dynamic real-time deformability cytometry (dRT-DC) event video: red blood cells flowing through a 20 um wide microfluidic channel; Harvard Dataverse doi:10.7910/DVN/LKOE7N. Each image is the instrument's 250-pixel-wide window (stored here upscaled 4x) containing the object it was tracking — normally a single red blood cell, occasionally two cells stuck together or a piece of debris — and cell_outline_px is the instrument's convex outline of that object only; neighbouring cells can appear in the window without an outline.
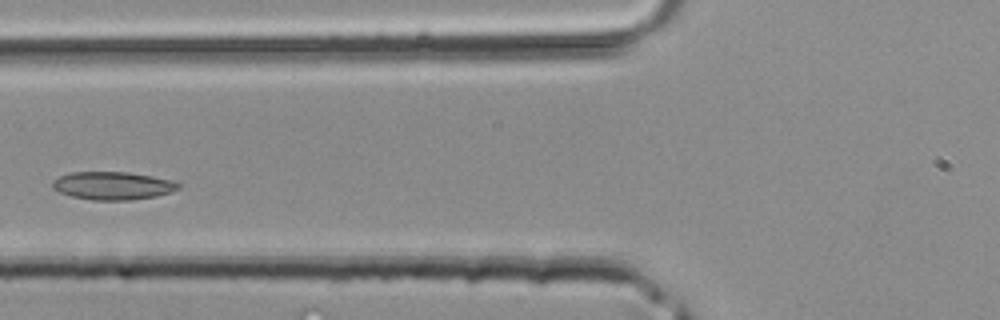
{"species": "common noctule bat (a hibernating species)", "species_latin": "Nyctalus noctula", "temperature_condition": "room temperature", "stored_images_in_passage": 17, "camera_frame_rate_fps": 3000, "um_per_image_px": 0.085, "animal": {"sex": "male", "body_mass_g": 20.4}, "frame": {"image": 1, "passage_image": 6, "time_ms": 1.667, "image_size_px": [1000, 320], "cell_outline_px": [[180, 188], [156, 196], [132, 200], [92, 200], [72, 196], [60, 192], [52, 188], [52, 180], [68, 172], [128, 172], [152, 176], [172, 180], [180, 184]], "centroid_in_image_um": [9.56, 15.78], "position_along_channel_um": 116.2, "area_um2": 20.52}}
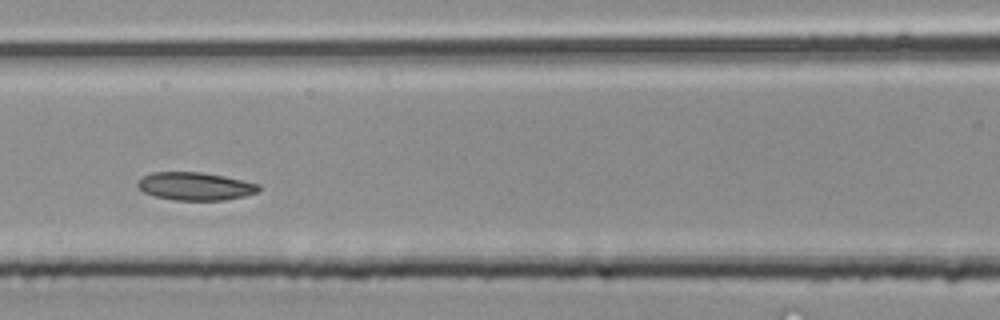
{"frame": {"image": 2, "passage_image": 8, "time_ms": 2.333, "image_size_px": [1000, 320], "cell_outline_px": [[260, 188], [256, 192], [244, 196], [224, 200], [176, 200], [156, 196], [144, 192], [136, 184], [144, 176], [152, 172], [200, 172], [224, 176], [244, 180], [260, 184]], "centroid_in_image_um": [16.62, 15.83], "position_along_channel_um": 150.0, "area_um2": 19.54}}
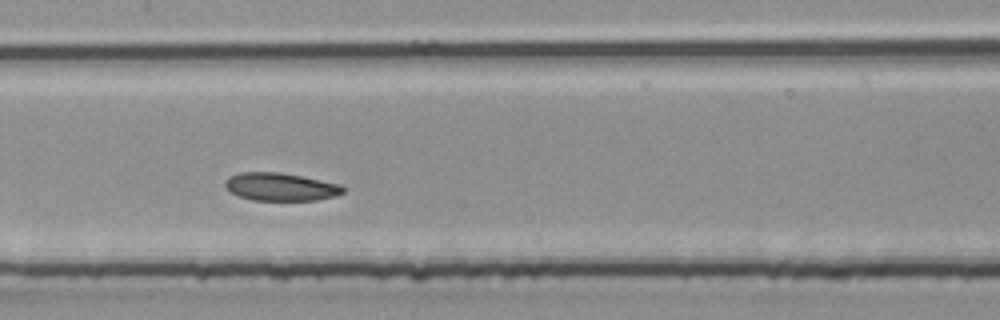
{"frame": {"image": 3, "passage_image": 10, "time_ms": 3.0, "image_size_px": [1000, 320], "cell_outline_px": [[344, 192], [336, 196], [316, 200], [252, 200], [228, 192], [224, 184], [224, 180], [228, 176], [240, 172], [280, 172], [340, 184], [344, 188]], "centroid_in_image_um": [23.8, 15.88], "position_along_channel_um": 183.6, "area_um2": 19.25}}